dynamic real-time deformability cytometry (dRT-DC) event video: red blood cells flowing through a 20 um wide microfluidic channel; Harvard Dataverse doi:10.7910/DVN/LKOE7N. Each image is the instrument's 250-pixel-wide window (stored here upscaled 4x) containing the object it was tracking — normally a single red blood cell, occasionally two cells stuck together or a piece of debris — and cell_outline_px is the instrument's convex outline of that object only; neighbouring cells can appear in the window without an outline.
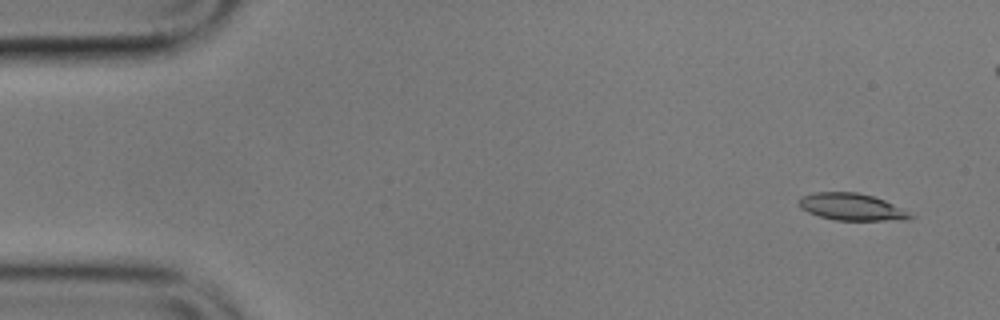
{"species": "common noctule bat (a hibernating species)", "species_latin": "Nyctalus noctula", "temperature_condition": "cold", "stored_images_in_passage": 10, "camera_frame_rate_fps": 3000, "um_per_image_px": 0.085, "animal": {"sex": "male", "body_mass_g": 17.9}, "frame": {"image": 1, "passage_image": 1, "time_ms": 0.0, "image_size_px": [1000, 320], "cell_outline_px": [[916, 216], [908, 220], [836, 220], [820, 216], [808, 212], [800, 208], [800, 196], [812, 192], [856, 192], [872, 196], [884, 200]], "centroid_in_image_um": [72.38, 17.58], "position_along_channel_um": 12.6, "area_um2": 17.4}}
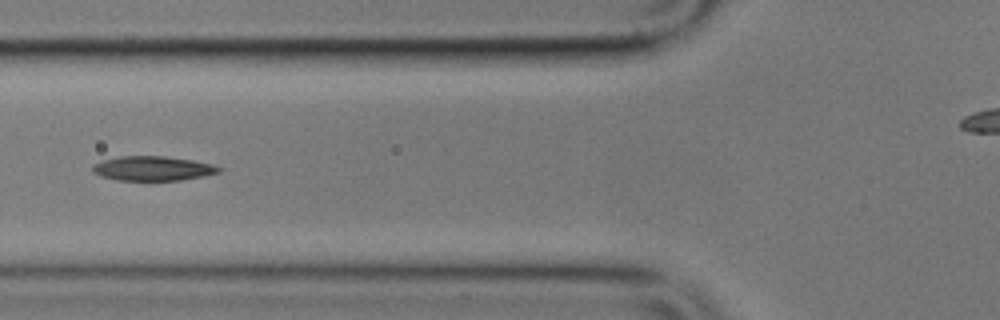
{"frame": {"image": 2, "passage_image": 6, "time_ms": 6.0, "image_size_px": [1000, 320], "cell_outline_px": [[224, 168], [220, 172], [204, 176], [180, 180], [116, 180], [100, 176], [92, 172], [92, 164], [100, 160], [120, 156], [164, 156], [192, 160], [212, 164]], "centroid_in_image_um": [12.96, 14.31], "position_along_channel_um": 112.8, "area_um2": 18.21}}
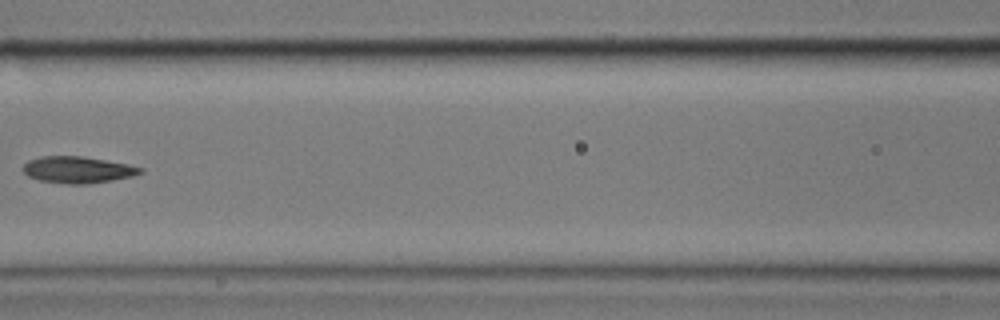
{"frame": {"image": 3, "passage_image": 7, "time_ms": 7.333, "image_size_px": [1000, 320], "cell_outline_px": [[144, 172], [132, 176], [112, 180], [88, 184], [68, 184], [40, 180], [28, 176], [24, 172], [24, 164], [28, 160], [40, 156], [80, 156], [128, 164], [144, 168]], "centroid_in_image_um": [6.62, 14.43], "position_along_channel_um": 160.0, "area_um2": 18.09}}